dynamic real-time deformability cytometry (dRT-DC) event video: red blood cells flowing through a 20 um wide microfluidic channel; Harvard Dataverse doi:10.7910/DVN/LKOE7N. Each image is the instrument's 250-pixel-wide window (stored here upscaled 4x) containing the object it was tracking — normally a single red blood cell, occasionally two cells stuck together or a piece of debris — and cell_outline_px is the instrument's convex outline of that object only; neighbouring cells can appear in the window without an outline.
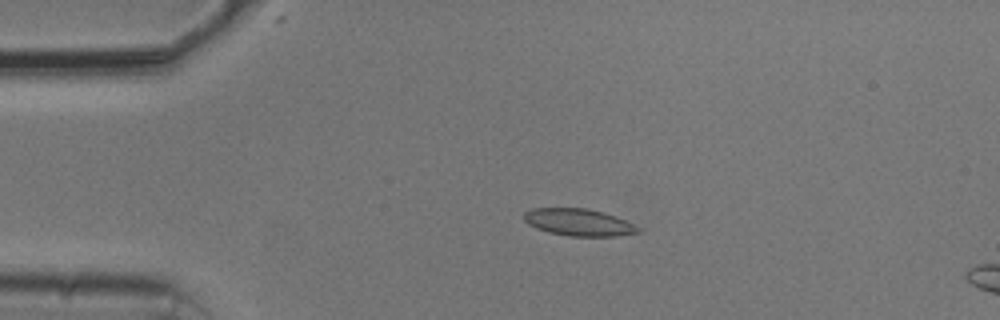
{"species": "common noctule bat (a hibernating species)", "species_latin": "Nyctalus noctula", "temperature_condition": "cold", "stored_images_in_passage": 17, "camera_frame_rate_fps": 3000, "um_per_image_px": 0.085, "animal": {"sex": "male", "body_mass_g": 20.5, "forearm_length_mm": 52.5}, "frame": {"image": 1, "passage_image": 12, "time_ms": 3.667, "image_size_px": [1000, 320], "cell_outline_px": [[640, 232], [616, 236], [568, 236], [548, 232], [536, 228], [528, 224], [524, 220], [524, 212], [532, 208], [588, 208], [604, 212], [616, 216], [640, 228]], "centroid_in_image_um": [49.16, 18.89], "position_along_channel_um": 35.8, "area_um2": 18.03}}